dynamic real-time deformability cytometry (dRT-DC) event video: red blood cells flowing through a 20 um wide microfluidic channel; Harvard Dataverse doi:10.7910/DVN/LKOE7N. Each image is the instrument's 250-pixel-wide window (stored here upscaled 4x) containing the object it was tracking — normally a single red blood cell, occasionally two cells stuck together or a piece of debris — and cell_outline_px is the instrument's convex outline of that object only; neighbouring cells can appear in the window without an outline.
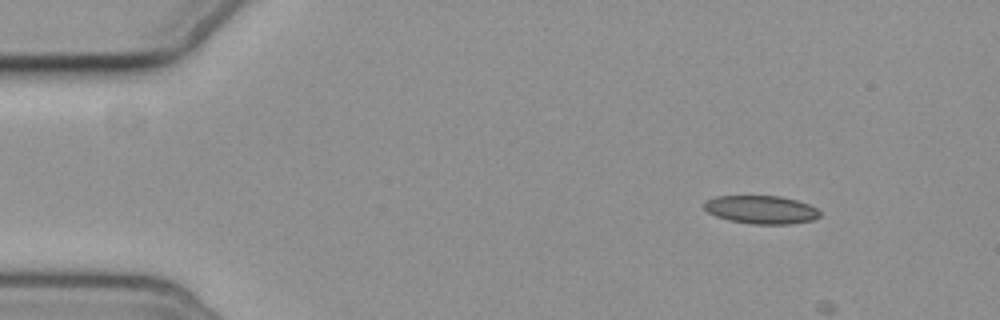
{"species": "common noctule bat (a hibernating species)", "species_latin": "Nyctalus noctula", "temperature_condition": "cold", "stored_images_in_passage": 4, "camera_frame_rate_fps": 3000, "um_per_image_px": 0.085, "animal": {"sex": "female", "body_mass_g": 19.3, "forearm_length_mm": 54.1}, "frame": {"image": 1, "passage_image": 2, "time_ms": 1.0, "image_size_px": [1000, 320], "cell_outline_px": [[820, 216], [812, 220], [788, 224], [752, 224], [728, 220], [716, 216], [708, 212], [704, 208], [704, 204], [708, 200], [716, 196], [780, 196], [796, 200], [808, 204], [816, 208], [820, 212]], "centroid_in_image_um": [64.7, 17.82], "position_along_channel_um": 20.3, "area_um2": 18.9}}